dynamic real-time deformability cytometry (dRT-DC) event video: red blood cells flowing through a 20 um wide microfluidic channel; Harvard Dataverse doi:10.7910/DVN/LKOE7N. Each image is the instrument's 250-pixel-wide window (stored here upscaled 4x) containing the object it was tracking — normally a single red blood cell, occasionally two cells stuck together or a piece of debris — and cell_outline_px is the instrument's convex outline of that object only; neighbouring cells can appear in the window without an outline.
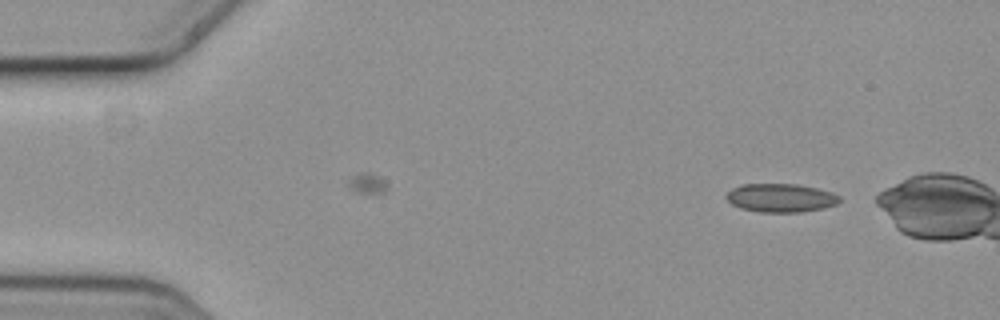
{"species": "common noctule bat (a hibernating species)", "species_latin": "Nyctalus noctula", "temperature_condition": "cold", "stored_images_in_passage": 5, "camera_frame_rate_fps": 3000, "um_per_image_px": 0.085, "animal": {"sex": "female", "body_mass_g": 19.3, "forearm_length_mm": 54.1}, "frame": {"image": 1, "passage_image": 1, "time_ms": 0.0, "image_size_px": [1000, 320], "cell_outline_px": [[840, 200], [836, 204], [824, 208], [800, 212], [760, 212], [740, 208], [732, 204], [724, 196], [732, 188], [744, 184], [796, 184], [816, 188], [832, 192], [840, 196]], "centroid_in_image_um": [66.36, 16.82], "position_along_channel_um": 18.6, "area_um2": 18.79}}